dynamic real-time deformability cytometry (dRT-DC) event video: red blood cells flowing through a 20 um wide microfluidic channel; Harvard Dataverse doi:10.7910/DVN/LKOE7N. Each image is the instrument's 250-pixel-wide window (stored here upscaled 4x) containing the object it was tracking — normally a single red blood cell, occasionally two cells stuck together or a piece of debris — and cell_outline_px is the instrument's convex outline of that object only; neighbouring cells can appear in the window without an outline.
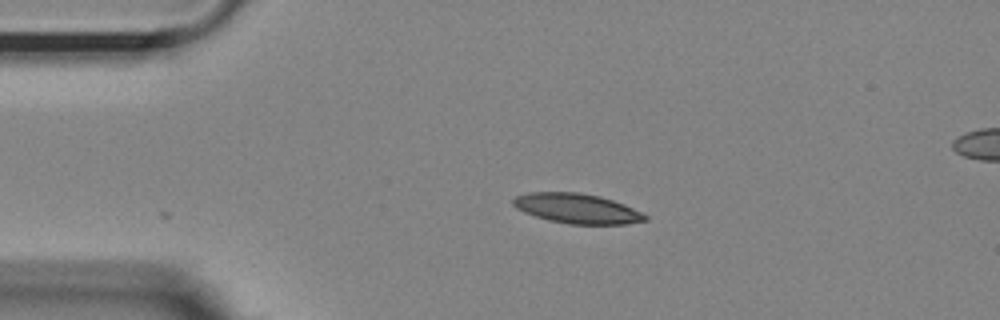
{"species": "Egyptian fruit bat (a non-hibernating species)", "species_latin": "Rousettus aegyptiacus", "temperature_condition": "room temperature", "stored_images_in_passage": 29, "camera_frame_rate_fps": 3000, "um_per_image_px": 0.085, "animal": {"sex": "female"}, "frame": {"image": 1, "passage_image": 1, "time_ms": 0.0, "image_size_px": [1000, 320], "cell_outline_px": [[648, 220], [628, 224], [568, 224], [548, 220], [524, 212], [516, 208], [512, 204], [512, 200], [516, 196], [528, 192], [576, 192], [600, 196], [624, 204], [648, 216]], "centroid_in_image_um": [49.03, 17.72], "position_along_channel_um": 36.0, "area_um2": 22.95}}
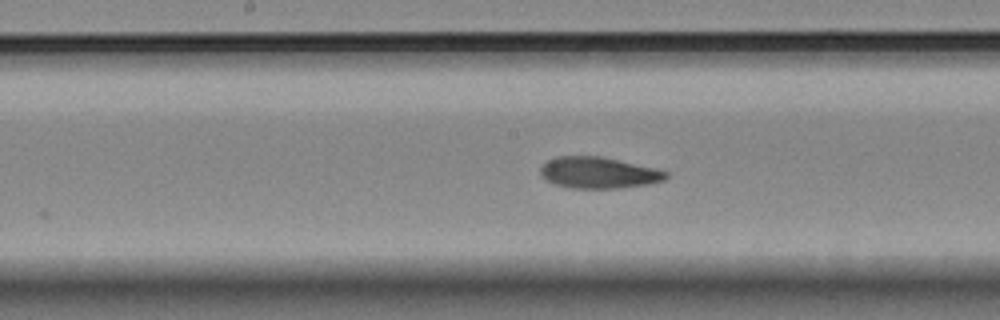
{"frame": {"image": 2, "passage_image": 17, "time_ms": 5.333, "image_size_px": [1000, 320], "cell_outline_px": [[668, 176], [664, 180], [648, 184], [616, 188], [568, 188], [552, 184], [544, 180], [540, 176], [540, 168], [548, 160], [556, 156], [600, 156], [652, 168], [668, 172]], "centroid_in_image_um": [50.79, 14.69], "position_along_channel_um": 197.4, "area_um2": 22.83}}
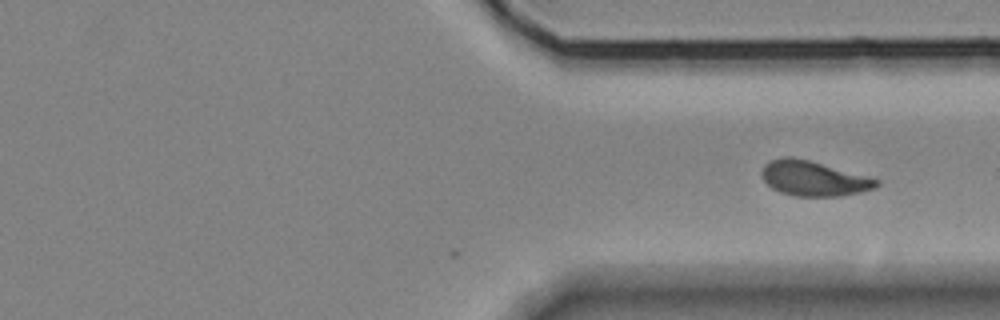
{"frame": {"image": 3, "passage_image": 29, "time_ms": 9.333, "image_size_px": [1000, 320], "cell_outline_px": [[880, 184], [876, 188], [860, 192], [840, 196], [796, 196], [780, 192], [772, 188], [764, 180], [760, 172], [764, 164], [768, 160], [784, 156], [792, 156], [808, 160], [880, 180]], "centroid_in_image_um": [69.12, 15.16], "position_along_channel_um": 342.3, "area_um2": 23.29}}